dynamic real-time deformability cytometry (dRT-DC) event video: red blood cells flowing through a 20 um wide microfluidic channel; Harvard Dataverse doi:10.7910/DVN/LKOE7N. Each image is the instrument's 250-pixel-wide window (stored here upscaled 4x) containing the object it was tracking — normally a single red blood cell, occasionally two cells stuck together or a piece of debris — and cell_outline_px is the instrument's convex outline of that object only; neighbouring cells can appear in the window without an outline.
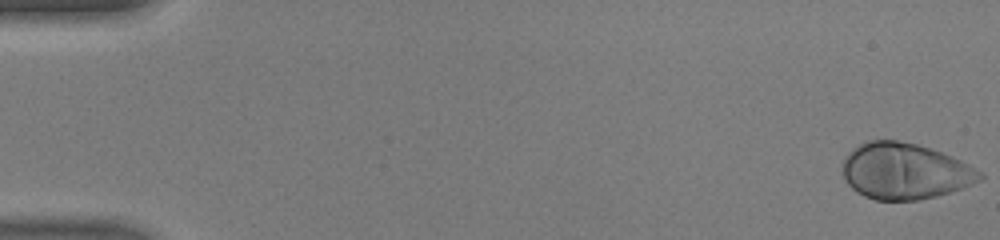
{"species": "human", "species_latin": "Homo sapiens", "temperature_condition": "warm", "stored_images_in_passage": 47, "camera_frame_rate_fps": 3000, "um_per_image_px": 0.085, "donor": {"sex": "male"}, "frame": {"image": 1, "passage_image": 1, "time_ms": 0.0, "image_size_px": [1000, 240], "cell_outline_px": [[984, 176], [980, 180], [960, 188], [936, 196], [920, 200], [876, 200], [864, 196], [856, 192], [848, 184], [844, 176], [844, 160], [848, 152], [852, 148], [868, 140], [896, 140], [916, 144], [932, 148], [960, 160], [968, 164], [980, 172]], "centroid_in_image_um": [76.89, 14.54], "position_along_channel_um": 8.1, "area_um2": 44.62}}
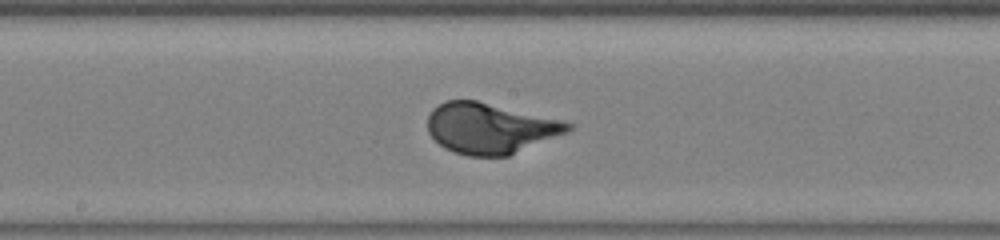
{"frame": {"image": 2, "passage_image": 26, "time_ms": 8.333, "image_size_px": [1000, 240], "cell_outline_px": [[572, 128], [568, 132], [508, 156], [468, 156], [444, 148], [428, 132], [428, 116], [432, 108], [444, 100], [476, 100], [560, 120], [572, 124]], "centroid_in_image_um": [41.63, 10.9], "position_along_channel_um": 206.6, "area_um2": 41.1}}
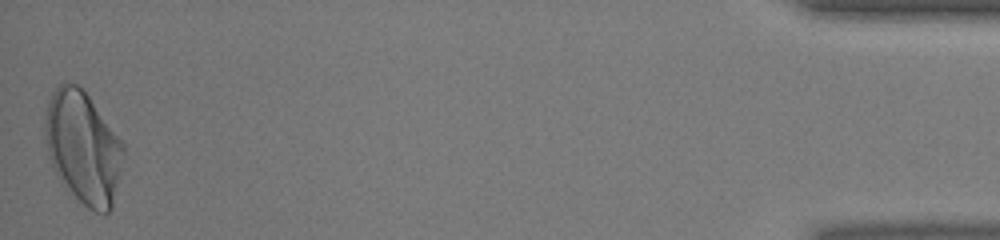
{"frame": {"image": 3, "passage_image": 47, "time_ms": 15.333, "image_size_px": [1000, 240], "cell_outline_px": [[124, 156], [112, 208], [104, 216], [88, 208], [60, 180], [52, 164], [44, 140], [44, 120], [48, 100], [52, 92], [64, 80], [76, 84], [88, 96], [124, 144]], "centroid_in_image_um": [7.05, 12.52], "position_along_channel_um": 428.1, "area_um2": 50.98}, "authors_computed_cell_mechanics": {"area_um2": 41.6738, "velocity_mm_per_s": 4.4409, "shape_relaxation_time_tau1_ms": 1.9279, "shape_relaxation_time_tau2_ms": null, "deformation_change_tau1": 0.1651, "deformation_change_tau2": null}}